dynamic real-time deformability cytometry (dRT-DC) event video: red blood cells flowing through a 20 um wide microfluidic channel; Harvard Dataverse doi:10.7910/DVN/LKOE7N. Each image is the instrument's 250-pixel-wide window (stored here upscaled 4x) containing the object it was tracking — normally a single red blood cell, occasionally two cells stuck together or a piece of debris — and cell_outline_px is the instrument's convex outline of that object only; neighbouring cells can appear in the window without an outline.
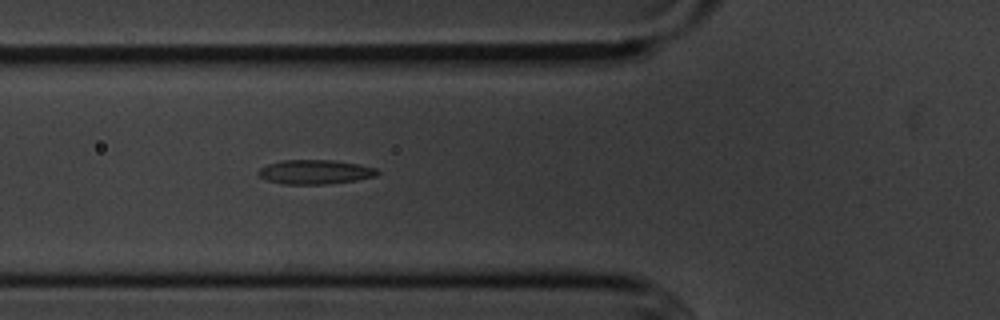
{"species": "common noctule bat (a hibernating species)", "species_latin": "Nyctalus noctula", "temperature_condition": "cold", "stored_images_in_passage": 5, "camera_frame_rate_fps": 3000, "um_per_image_px": 0.085, "animal": {"sex": "male", "body_mass_g": 20.1, "forearm_length_mm": 53.5}, "frame": {"image": 1, "passage_image": 5, "time_ms": 4.667, "image_size_px": [1000, 320], "cell_outline_px": [[380, 172], [376, 176], [356, 180], [324, 184], [284, 184], [268, 180], [260, 176], [256, 172], [260, 168], [268, 164], [280, 160], [332, 160], [360, 164], [376, 168]], "centroid_in_image_um": [26.79, 14.61], "position_along_channel_um": 99.0, "area_um2": 16.82}}